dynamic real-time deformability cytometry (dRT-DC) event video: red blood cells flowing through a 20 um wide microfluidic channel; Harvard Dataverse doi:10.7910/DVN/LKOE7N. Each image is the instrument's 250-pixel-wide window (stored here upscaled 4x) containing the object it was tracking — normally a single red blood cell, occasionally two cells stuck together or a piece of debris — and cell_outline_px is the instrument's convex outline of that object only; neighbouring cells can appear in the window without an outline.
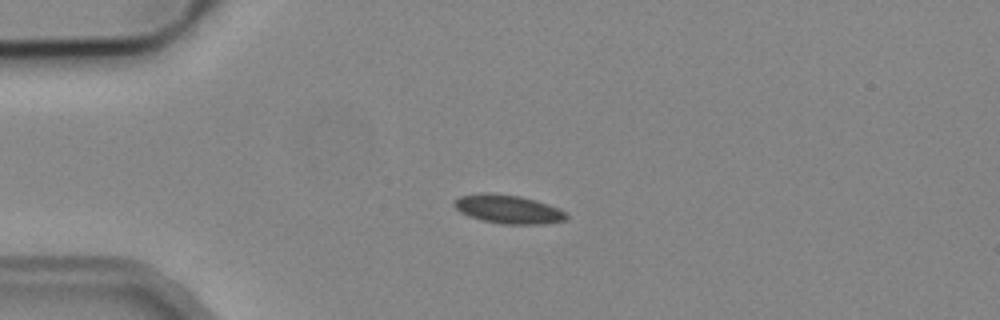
{"species": "common noctule bat (a hibernating species)", "species_latin": "Nyctalus noctula", "temperature_condition": "cold", "stored_images_in_passage": 7, "camera_frame_rate_fps": 3000, "um_per_image_px": 0.085, "animal": {"sex": "male", "body_mass_g": 19.2, "forearm_length_mm": 51.8}, "frame": {"image": 1, "passage_image": 3, "time_ms": 2.333, "image_size_px": [1000, 320], "cell_outline_px": [[568, 216], [564, 220], [544, 224], [504, 224], [484, 220], [468, 216], [460, 212], [452, 204], [460, 196], [480, 192], [492, 192], [520, 196], [548, 204], [564, 212]], "centroid_in_image_um": [43.15, 17.77], "position_along_channel_um": 41.8, "area_um2": 18.61}}
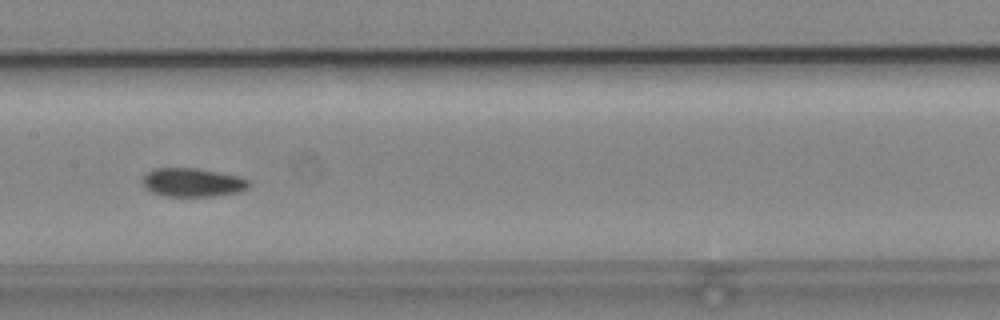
{"frame": {"image": 2, "passage_image": 7, "time_ms": 7.0, "image_size_px": [1000, 320], "cell_outline_px": [[252, 184], [248, 188], [236, 192], [212, 196], [164, 196], [152, 192], [144, 188], [144, 176], [152, 168], [196, 168], [240, 176], [248, 180]], "centroid_in_image_um": [16.38, 15.5], "position_along_channel_um": 191.0, "area_um2": 17.69}}